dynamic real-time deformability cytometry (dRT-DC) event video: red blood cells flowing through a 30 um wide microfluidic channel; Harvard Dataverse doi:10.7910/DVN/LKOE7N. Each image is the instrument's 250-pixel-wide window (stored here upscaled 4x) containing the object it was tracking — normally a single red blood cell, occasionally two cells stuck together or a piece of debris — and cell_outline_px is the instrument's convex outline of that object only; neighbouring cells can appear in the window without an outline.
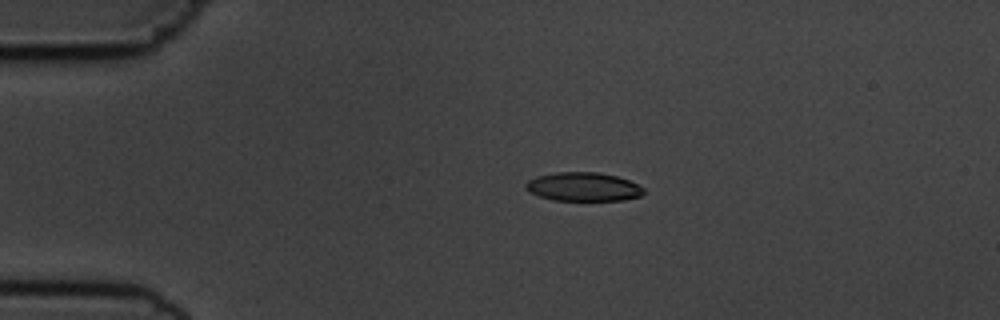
{"species": "common noctule bat (a hibernating species)", "species_latin": "Nyctalus noctula", "temperature_condition": "cold", "stored_images_in_passage": 6, "camera_frame_rate_fps": 3000, "um_per_image_px": 0.085, "animal": {"sex": "male", "body_mass_g": 19.5, "forearm_length_mm": 54.6}, "frame": {"image": 1, "passage_image": 2, "time_ms": 1.333, "image_size_px": [1000, 320], "cell_outline_px": [[644, 192], [640, 196], [624, 200], [552, 200], [528, 192], [524, 188], [524, 184], [528, 180], [536, 176], [556, 172], [596, 172], [616, 176], [628, 180], [644, 188]], "centroid_in_image_um": [49.53, 15.87], "position_along_channel_um": 35.5, "area_um2": 19.77}}
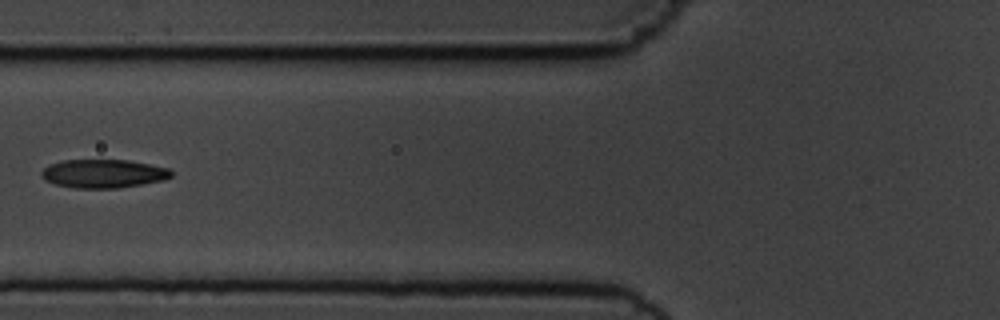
{"frame": {"image": 2, "passage_image": 5, "time_ms": 4.667, "image_size_px": [1000, 320], "cell_outline_px": [[172, 176], [164, 180], [116, 188], [76, 188], [56, 184], [44, 180], [40, 176], [40, 172], [44, 168], [52, 164], [64, 160], [128, 160], [168, 168], [172, 172]], "centroid_in_image_um": [8.77, 14.76], "position_along_channel_um": 117.0, "area_um2": 21.39}}
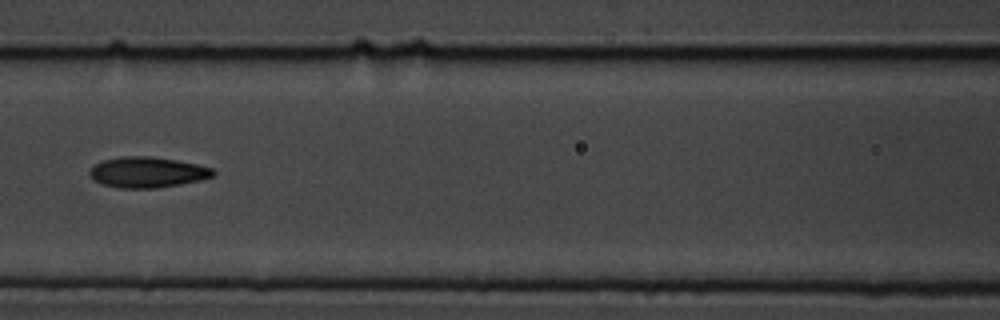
{"frame": {"image": 3, "passage_image": 6, "time_ms": 5.667, "image_size_px": [1000, 320], "cell_outline_px": [[216, 172], [212, 176], [200, 180], [180, 184], [156, 188], [116, 188], [104, 184], [96, 180], [88, 172], [96, 164], [104, 160], [120, 156], [152, 156], [176, 160], [196, 164], [212, 168]], "centroid_in_image_um": [12.54, 14.64], "position_along_channel_um": 154.1, "area_um2": 21.85}}